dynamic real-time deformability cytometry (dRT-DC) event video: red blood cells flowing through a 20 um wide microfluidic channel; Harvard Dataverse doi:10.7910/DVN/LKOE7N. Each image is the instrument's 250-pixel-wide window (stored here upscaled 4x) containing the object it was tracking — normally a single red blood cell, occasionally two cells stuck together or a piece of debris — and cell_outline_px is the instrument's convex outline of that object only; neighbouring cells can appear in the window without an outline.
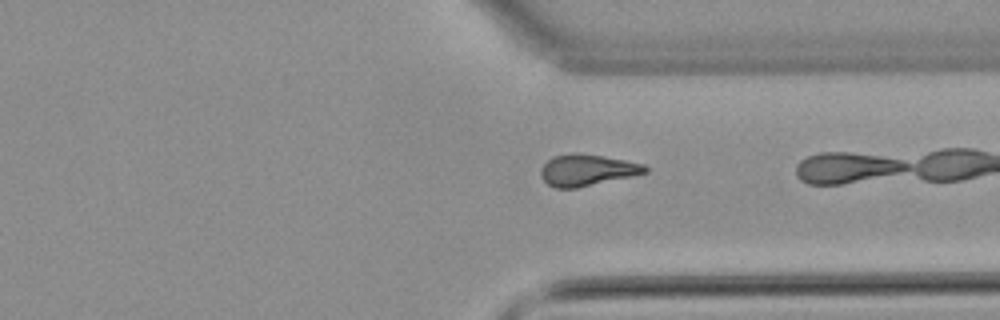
{"species": "common noctule bat (a hibernating species)", "species_latin": "Nyctalus noctula", "temperature_condition": "warm", "stored_images_in_passage": 39, "camera_frame_rate_fps": 3000, "um_per_image_px": 0.085, "animal": {"sex": "male", "body_mass_g": 21.5, "forearm_length_mm": 52.0}, "frame": {"image": 1, "passage_image": 38, "time_ms": 12.333, "image_size_px": [1000, 320], "cell_outline_px": [[648, 172], [632, 176], [576, 188], [556, 188], [548, 184], [540, 176], [540, 168], [552, 156], [580, 152], [604, 156], [644, 164], [648, 168]], "centroid_in_image_um": [49.88, 14.45], "position_along_channel_um": 361.5, "area_um2": 19.13}}